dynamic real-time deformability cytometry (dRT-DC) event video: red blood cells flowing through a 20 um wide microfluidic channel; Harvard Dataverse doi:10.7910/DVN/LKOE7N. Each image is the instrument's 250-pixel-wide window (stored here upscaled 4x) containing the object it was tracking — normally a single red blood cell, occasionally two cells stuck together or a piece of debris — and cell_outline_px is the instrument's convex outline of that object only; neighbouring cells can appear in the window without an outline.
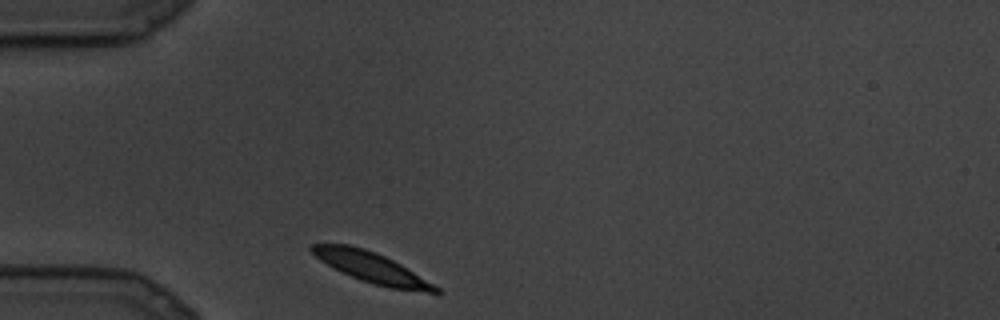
{"species": "common noctule bat (a hibernating species)", "species_latin": "Nyctalus noctula", "temperature_condition": "cold", "stored_images_in_passage": 7, "camera_frame_rate_fps": 3000, "um_per_image_px": 0.085, "animal": {"sex": "male", "body_mass_g": 19.5, "forearm_length_mm": 54.6}, "frame": {"image": 1, "passage_image": 1, "time_ms": 0.0, "image_size_px": [1000, 320], "cell_outline_px": [[444, 292], [428, 292], [388, 288], [372, 284], [360, 280], [320, 260], [308, 248], [312, 244], [348, 244], [364, 248], [376, 252], [400, 264], [440, 288]], "centroid_in_image_um": [31.59, 22.73], "position_along_channel_um": 53.4, "area_um2": 21.56}}
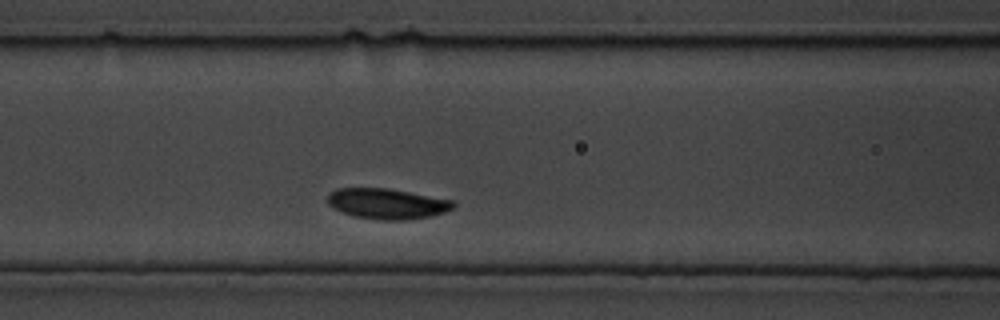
{"frame": {"image": 2, "passage_image": 5, "time_ms": 1.333, "image_size_px": [1000, 320], "cell_outline_px": [[456, 204], [452, 208], [444, 212], [432, 216], [408, 220], [380, 220], [356, 216], [332, 208], [328, 204], [328, 192], [336, 188], [388, 188], [452, 200]], "centroid_in_image_um": [32.89, 17.31], "position_along_channel_um": 133.7, "area_um2": 22.31}}
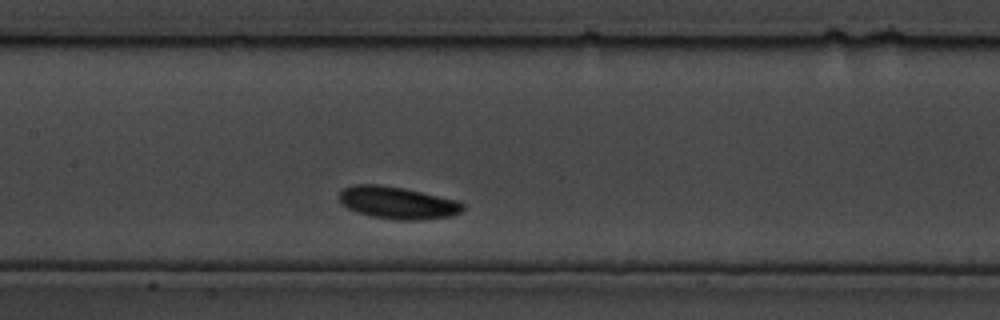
{"frame": {"image": 3, "passage_image": 7, "time_ms": 2.0, "image_size_px": [1000, 320], "cell_outline_px": [[464, 208], [460, 212], [452, 216], [420, 220], [396, 220], [372, 216], [356, 212], [348, 208], [340, 200], [340, 192], [344, 188], [356, 184], [380, 184], [404, 188], [460, 200], [464, 204]], "centroid_in_image_um": [33.84, 17.23], "position_along_channel_um": 173.6, "area_um2": 23.35}}